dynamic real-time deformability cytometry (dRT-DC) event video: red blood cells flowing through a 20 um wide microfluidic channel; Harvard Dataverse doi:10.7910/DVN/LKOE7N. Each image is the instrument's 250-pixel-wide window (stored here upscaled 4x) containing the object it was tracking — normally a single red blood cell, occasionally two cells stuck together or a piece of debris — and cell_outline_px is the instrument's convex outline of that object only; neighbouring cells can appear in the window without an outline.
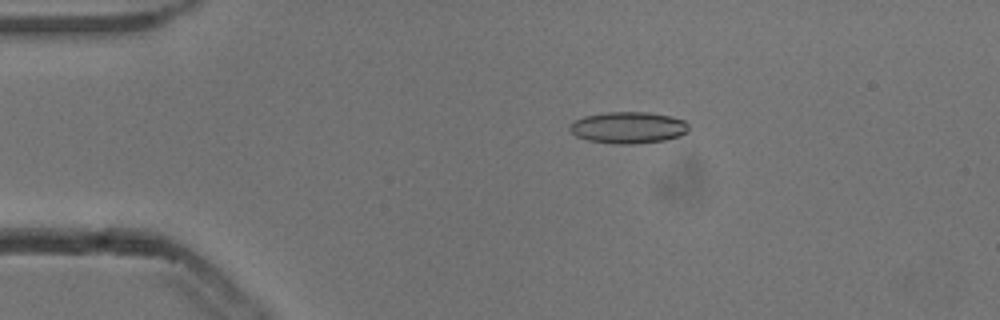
{"species": "common noctule bat (a hibernating species)", "species_latin": "Nyctalus noctula", "temperature_condition": "cold", "stored_images_in_passage": 51, "camera_frame_rate_fps": 3000, "um_per_image_px": 0.085, "animal": {"sex": "male", "body_mass_g": 13.3}, "frame": {"image": 1, "passage_image": 8, "time_ms": 2.333, "image_size_px": [1000, 320], "cell_outline_px": [[688, 132], [680, 136], [664, 140], [632, 144], [612, 144], [588, 140], [576, 136], [568, 128], [568, 124], [572, 120], [584, 116], [604, 112], [648, 112], [672, 116], [684, 120], [688, 124]], "centroid_in_image_um": [53.37, 10.84], "position_along_channel_um": 31.6, "area_um2": 22.2}}
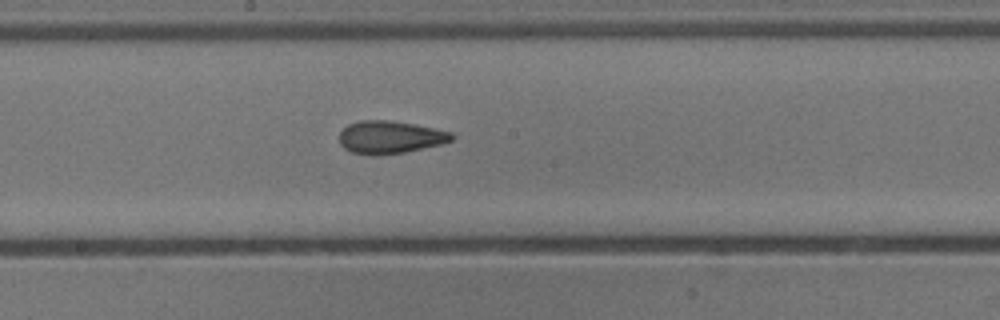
{"frame": {"image": 2, "passage_image": 26, "time_ms": 8.333, "image_size_px": [1000, 320], "cell_outline_px": [[456, 136], [452, 140], [440, 144], [404, 152], [376, 156], [372, 156], [352, 152], [344, 148], [340, 144], [340, 132], [348, 124], [360, 120], [384, 120], [412, 124], [452, 132]], "centroid_in_image_um": [33.13, 11.67], "position_along_channel_um": 215.1, "area_um2": 21.27}}
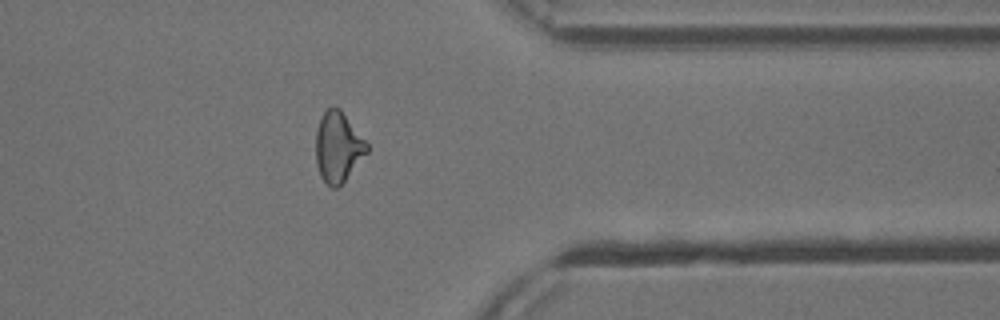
{"frame": {"image": 3, "passage_image": 40, "time_ms": 13.0, "image_size_px": [1000, 320], "cell_outline_px": [[368, 152], [344, 180], [336, 188], [332, 188], [320, 176], [316, 164], [316, 132], [320, 120], [324, 112], [332, 104], [340, 108], [368, 144]], "centroid_in_image_um": [28.72, 12.47], "position_along_channel_um": 382.7, "area_um2": 20.69}, "authors_computed_cell_mechanics": {"area_um2": 21.3282, "velocity_mm_per_s": 3.8468, "shape_relaxation_time_tau1_ms": 9.6707, "shape_relaxation_time_tau2_ms": 2.0678, "deformation_change_tau1": 0.2126, "deformation_change_tau2": 0.1033}}